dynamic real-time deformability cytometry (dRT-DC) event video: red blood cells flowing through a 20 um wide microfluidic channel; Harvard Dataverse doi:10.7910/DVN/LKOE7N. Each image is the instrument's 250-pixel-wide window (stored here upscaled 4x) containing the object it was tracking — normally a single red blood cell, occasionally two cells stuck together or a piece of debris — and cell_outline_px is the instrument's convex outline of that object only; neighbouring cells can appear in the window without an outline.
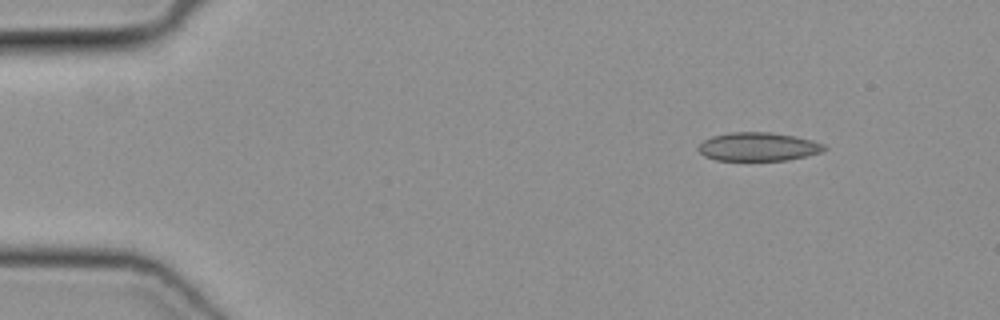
{"species": "common noctule bat (a hibernating species)", "species_latin": "Nyctalus noctula", "temperature_condition": "cold", "stored_images_in_passage": 44, "camera_frame_rate_fps": 3000, "um_per_image_px": 0.085, "animal": {"sex": "female", "body_mass_g": 19.3, "forearm_length_mm": 54.1}, "frame": {"image": 1, "passage_image": 1, "time_ms": 0.0, "image_size_px": [1000, 320], "cell_outline_px": [[828, 148], [820, 152], [788, 160], [716, 160], [704, 156], [696, 148], [704, 140], [712, 136], [732, 132], [772, 132], [796, 136], [812, 140], [824, 144]], "centroid_in_image_um": [64.44, 12.46], "position_along_channel_um": 20.6, "area_um2": 20.92}}
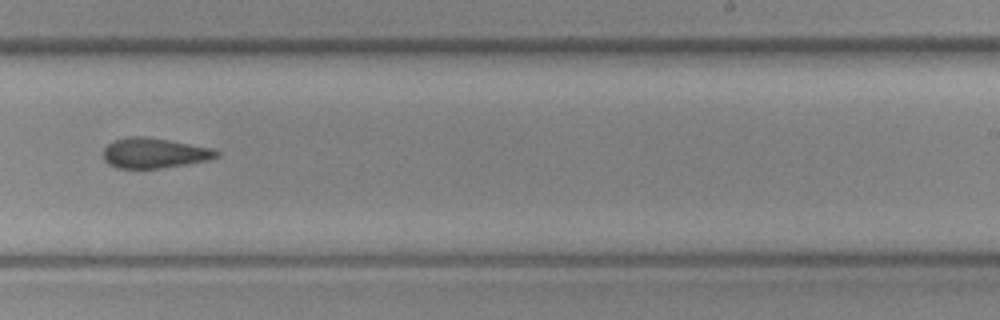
{"frame": {"image": 2, "passage_image": 26, "time_ms": 8.333, "image_size_px": [1000, 320], "cell_outline_px": [[220, 156], [208, 160], [160, 168], [116, 168], [108, 164], [104, 160], [104, 148], [108, 144], [116, 140], [128, 136], [144, 136], [168, 140], [212, 148], [220, 152]], "centroid_in_image_um": [13.11, 13.01], "position_along_channel_um": 275.9, "area_um2": 19.77}}
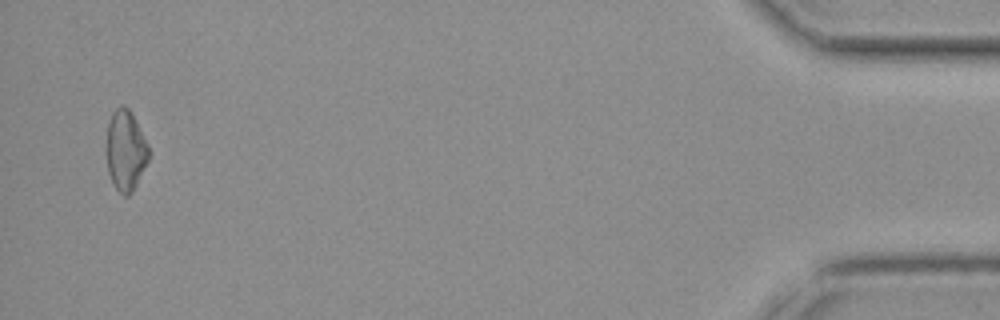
{"frame": {"image": 3, "passage_image": 43, "time_ms": 14.0, "image_size_px": [1000, 320], "cell_outline_px": [[148, 160], [132, 192], [128, 196], [124, 196], [112, 184], [108, 172], [104, 148], [108, 120], [112, 112], [120, 104], [124, 104], [132, 112], [148, 144]], "centroid_in_image_um": [10.62, 12.75], "position_along_channel_um": 424.6, "area_um2": 20.35}}